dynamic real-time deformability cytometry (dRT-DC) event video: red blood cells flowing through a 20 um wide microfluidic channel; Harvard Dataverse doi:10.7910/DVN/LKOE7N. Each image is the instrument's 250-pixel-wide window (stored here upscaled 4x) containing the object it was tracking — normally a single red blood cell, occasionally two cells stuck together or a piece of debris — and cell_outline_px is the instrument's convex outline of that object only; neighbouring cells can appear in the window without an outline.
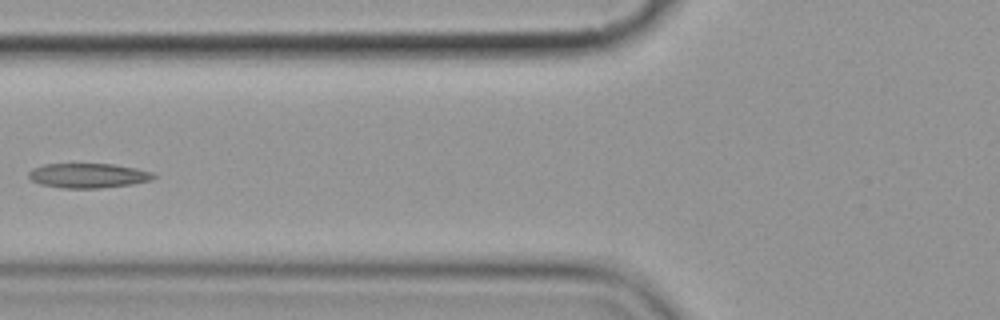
{"species": "common noctule bat (a hibernating species)", "species_latin": "Nyctalus noctula", "temperature_condition": "cold", "stored_images_in_passage": 6, "camera_frame_rate_fps": 3000, "um_per_image_px": 0.085, "animal": {"sex": "female", "body_mass_g": 19.9}, "frame": {"image": 1, "passage_image": 3, "time_ms": 2.333, "image_size_px": [1000, 320], "cell_outline_px": [[156, 176], [152, 180], [132, 184], [100, 188], [60, 188], [40, 184], [32, 180], [28, 176], [28, 172], [32, 168], [44, 164], [112, 164], [136, 168], [152, 172]], "centroid_in_image_um": [7.48, 14.92], "position_along_channel_um": 118.3, "area_um2": 17.98}}
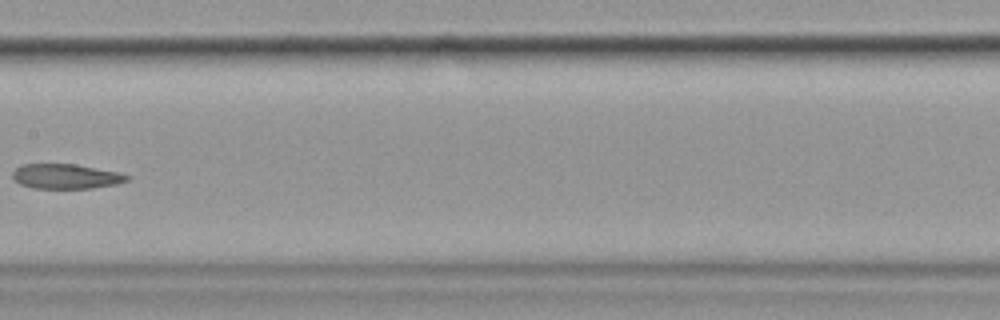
{"frame": {"image": 2, "passage_image": 5, "time_ms": 4.667, "image_size_px": [1000, 320], "cell_outline_px": [[128, 180], [116, 184], [92, 188], [32, 188], [20, 184], [12, 180], [12, 172], [20, 164], [76, 164], [120, 172], [128, 176]], "centroid_in_image_um": [5.56, 14.98], "position_along_channel_um": 201.8, "area_um2": 16.65}}
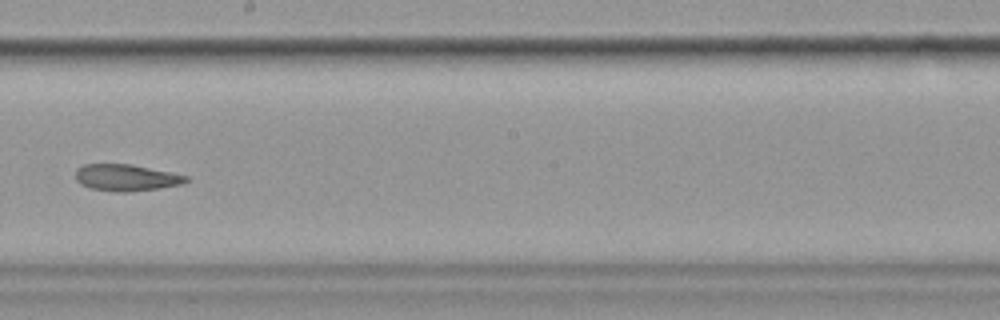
{"frame": {"image": 3, "passage_image": 6, "time_ms": 5.667, "image_size_px": [1000, 320], "cell_outline_px": [[188, 180], [180, 184], [160, 188], [128, 192], [116, 192], [92, 188], [80, 184], [76, 180], [76, 168], [84, 164], [132, 164], [188, 176]], "centroid_in_image_um": [10.69, 15.09], "position_along_channel_um": 237.5, "area_um2": 17.05}}